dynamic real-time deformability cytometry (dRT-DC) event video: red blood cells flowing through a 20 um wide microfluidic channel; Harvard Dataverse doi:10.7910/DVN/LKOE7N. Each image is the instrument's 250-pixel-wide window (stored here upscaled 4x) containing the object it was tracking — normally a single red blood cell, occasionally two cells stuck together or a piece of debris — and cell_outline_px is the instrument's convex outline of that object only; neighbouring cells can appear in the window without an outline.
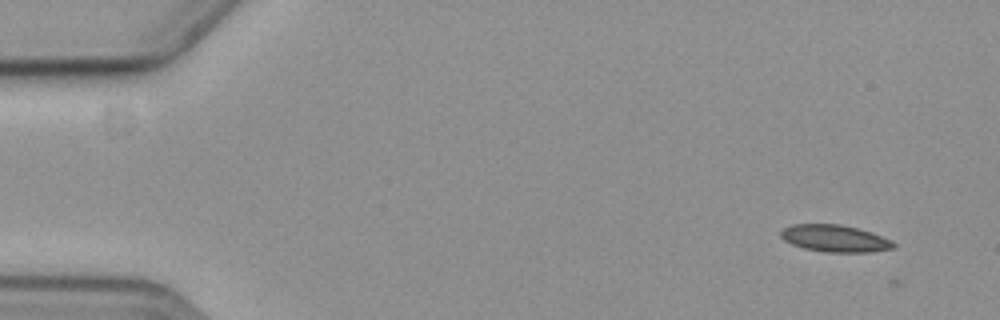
{"species": "common noctule bat (a hibernating species)", "species_latin": "Nyctalus noctula", "temperature_condition": "cold", "stored_images_in_passage": 3, "camera_frame_rate_fps": 3000, "um_per_image_px": 0.085, "animal": {"sex": "female", "body_mass_g": 19.3, "forearm_length_mm": 54.1}, "frame": {"image": 1, "passage_image": 1, "time_ms": 0.0, "image_size_px": [1000, 320], "cell_outline_px": [[896, 248], [872, 252], [824, 252], [804, 248], [792, 244], [784, 240], [780, 236], [780, 232], [784, 228], [792, 224], [840, 224], [872, 232], [892, 240], [896, 244]], "centroid_in_image_um": [70.99, 20.27], "position_along_channel_um": 14.0, "area_um2": 17.86}}